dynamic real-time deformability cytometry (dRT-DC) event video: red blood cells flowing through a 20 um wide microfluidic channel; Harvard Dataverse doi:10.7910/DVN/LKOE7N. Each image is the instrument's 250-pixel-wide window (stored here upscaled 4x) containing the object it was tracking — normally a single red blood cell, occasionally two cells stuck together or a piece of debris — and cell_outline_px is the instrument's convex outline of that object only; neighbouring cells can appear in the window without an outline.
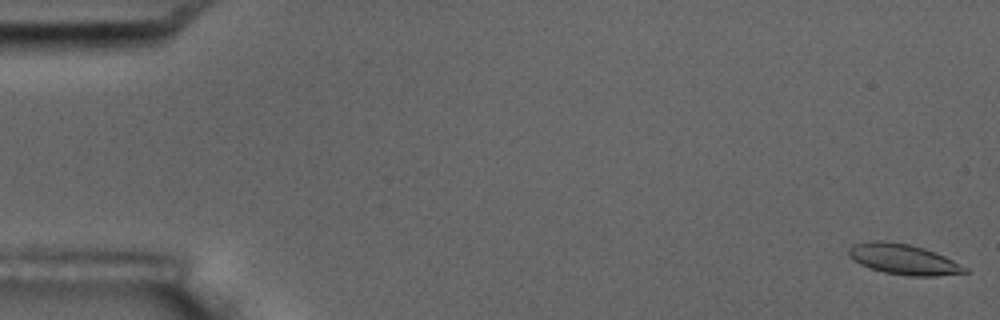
{"species": "common noctule bat (a hibernating species)", "species_latin": "Nyctalus noctula", "temperature_condition": "room temperature", "stored_images_in_passage": 6, "camera_frame_rate_fps": 3000, "um_per_image_px": 0.085, "animal": {"sex": "male", "body_mass_g": 17.5, "forearm_length_mm": 52.3}, "frame": {"image": 1, "passage_image": 1, "time_ms": 0.0, "image_size_px": [1000, 320], "cell_outline_px": [[968, 272], [936, 276], [908, 276], [884, 272], [860, 264], [852, 260], [848, 256], [848, 248], [852, 244], [872, 240], [884, 240], [908, 244], [924, 248], [936, 252], [968, 268]], "centroid_in_image_um": [76.75, 22.03], "position_along_channel_um": 8.2, "area_um2": 20.69}}